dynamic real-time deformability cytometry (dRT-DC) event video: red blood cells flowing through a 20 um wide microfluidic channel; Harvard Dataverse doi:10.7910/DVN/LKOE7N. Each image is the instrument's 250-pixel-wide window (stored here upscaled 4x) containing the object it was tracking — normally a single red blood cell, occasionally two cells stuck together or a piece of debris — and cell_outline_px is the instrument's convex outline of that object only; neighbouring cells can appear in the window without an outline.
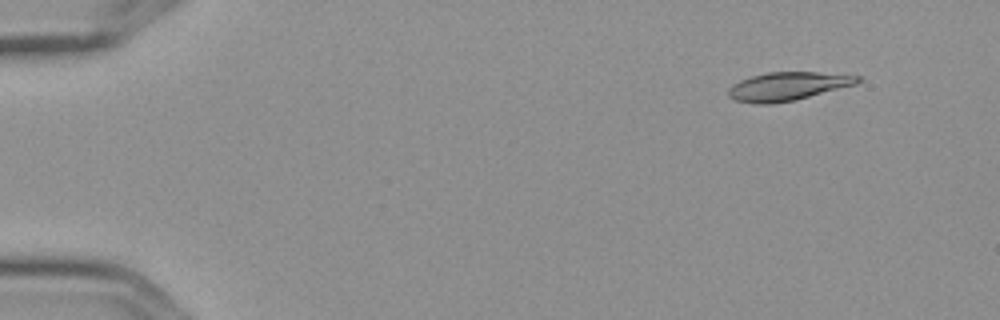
{"species": "Egyptian fruit bat (a non-hibernating species)", "species_latin": "Rousettus aegyptiacus", "temperature_condition": "cold", "stored_images_in_passage": 8, "camera_frame_rate_fps": 3000, "um_per_image_px": 0.085, "frame": {"image": 1, "passage_image": 2, "time_ms": 0.333, "image_size_px": [1000, 320], "cell_outline_px": [[860, 80], [856, 84], [796, 100], [768, 104], [756, 104], [736, 100], [728, 96], [728, 88], [732, 84], [740, 80], [752, 76], [768, 72], [816, 72], [860, 76]], "centroid_in_image_um": [66.92, 7.34], "position_along_channel_um": 18.1, "area_um2": 21.27}}
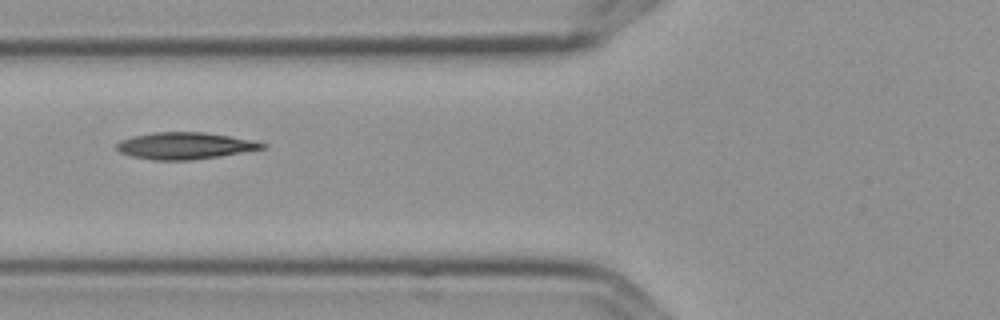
{"frame": {"image": 2, "passage_image": 7, "time_ms": 2.0, "image_size_px": [1000, 320], "cell_outline_px": [[268, 144], [264, 148], [220, 156], [192, 160], [152, 160], [132, 156], [120, 152], [116, 148], [116, 144], [120, 140], [132, 136], [152, 132], [204, 132], [232, 136], [256, 140]], "centroid_in_image_um": [15.73, 12.38], "position_along_channel_um": 110.1, "area_um2": 22.89}}
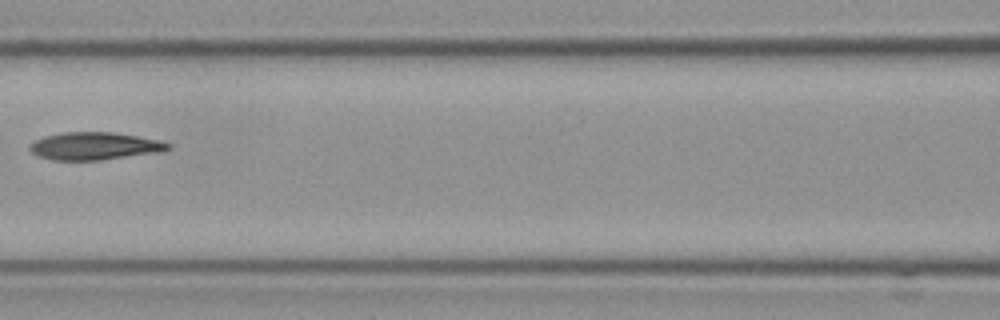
{"frame": {"image": 3, "passage_image": 8, "time_ms": 2.333, "image_size_px": [1000, 320], "cell_outline_px": [[172, 144], [168, 148], [156, 152], [100, 160], [52, 160], [36, 156], [28, 148], [36, 140], [44, 136], [64, 132], [112, 132], [136, 136], [156, 140]], "centroid_in_image_um": [7.96, 12.41], "position_along_channel_um": 158.6, "area_um2": 21.85}}